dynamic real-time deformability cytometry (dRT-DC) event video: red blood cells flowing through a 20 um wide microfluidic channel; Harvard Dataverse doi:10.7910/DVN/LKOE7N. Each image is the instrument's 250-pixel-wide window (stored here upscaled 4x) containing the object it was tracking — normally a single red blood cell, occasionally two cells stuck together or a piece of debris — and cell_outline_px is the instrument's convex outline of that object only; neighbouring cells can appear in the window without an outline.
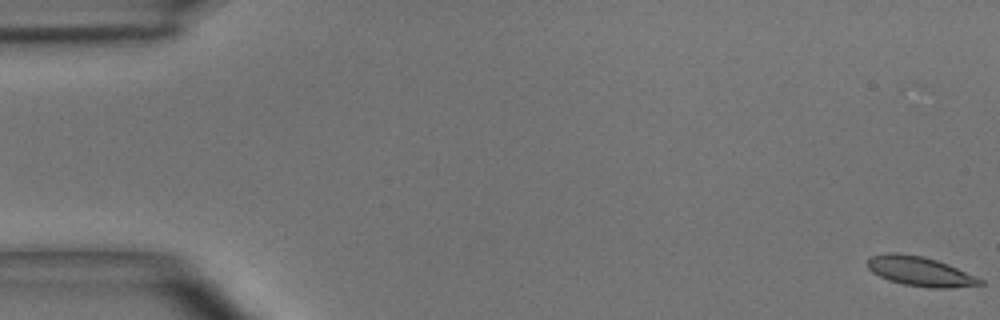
{"species": "common noctule bat (a hibernating species)", "species_latin": "Nyctalus noctula", "temperature_condition": "room temperature", "stored_images_in_passage": 51, "camera_frame_rate_fps": 3000, "um_per_image_px": 0.085, "animal": {"sex": "male", "body_mass_g": 15.6}, "frame": {"image": 1, "passage_image": 1, "time_ms": 0.0, "image_size_px": [1000, 320], "cell_outline_px": [[984, 284], [952, 288], [928, 288], [904, 284], [888, 280], [872, 272], [864, 264], [864, 260], [868, 256], [888, 252], [896, 252], [924, 256], [948, 264], [984, 280]], "centroid_in_image_um": [78.14, 23.05], "position_along_channel_um": 6.9, "area_um2": 19.71}}
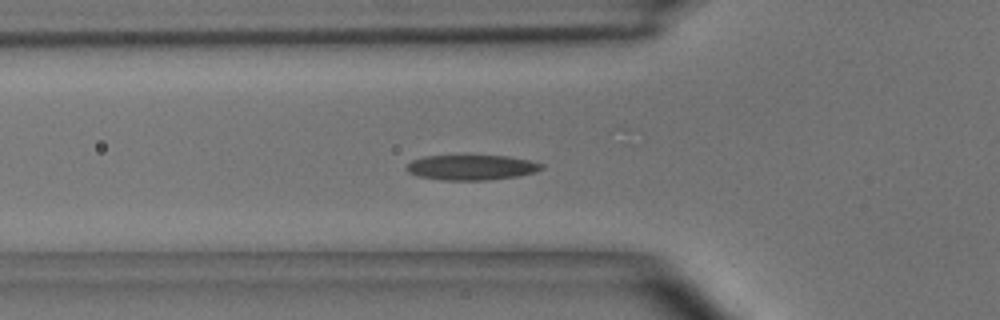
{"frame": {"image": 2, "passage_image": 18, "time_ms": 5.667, "image_size_px": [1000, 320], "cell_outline_px": [[544, 168], [536, 172], [520, 176], [488, 180], [444, 180], [416, 176], [408, 172], [404, 168], [412, 160], [424, 156], [508, 156], [528, 160], [544, 164]], "centroid_in_image_um": [40.08, 14.24], "position_along_channel_um": 85.7, "area_um2": 19.88}}
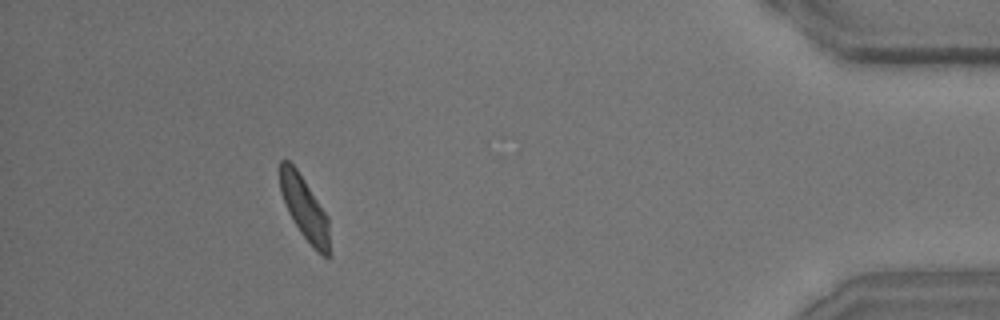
{"frame": {"image": 3, "passage_image": 47, "time_ms": 15.333, "image_size_px": [1000, 320], "cell_outline_px": [[332, 256], [324, 256], [316, 252], [300, 232], [288, 212], [280, 192], [280, 160], [288, 160], [296, 168], [328, 216]], "centroid_in_image_um": [25.92, 17.78], "position_along_channel_um": 409.3, "area_um2": 18.44}, "authors_computed_cell_mechanics": {"area_um2": 19.4208, "velocity_mm_per_s": 3.9231, "shape_relaxation_time_tau1_ms": 4.6856, "shape_relaxation_time_tau2_ms": 2.4953, "deformation_change_tau1": 0.1423, "deformation_change_tau2": 0.0951}}